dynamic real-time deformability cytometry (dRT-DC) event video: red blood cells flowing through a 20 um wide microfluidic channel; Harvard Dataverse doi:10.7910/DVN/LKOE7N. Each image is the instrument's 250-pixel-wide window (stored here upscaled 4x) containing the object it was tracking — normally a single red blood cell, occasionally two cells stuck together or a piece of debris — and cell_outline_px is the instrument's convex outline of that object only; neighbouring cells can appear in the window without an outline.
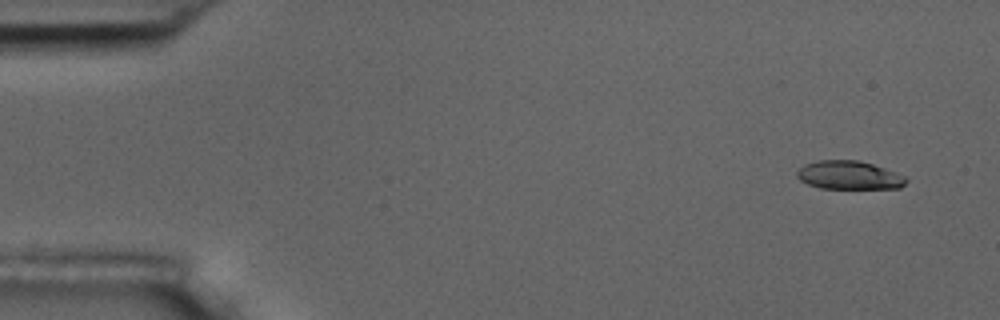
{"species": "common noctule bat (a hibernating species)", "species_latin": "Nyctalus noctula", "temperature_condition": "room temperature", "stored_images_in_passage": 5, "camera_frame_rate_fps": 3000, "um_per_image_px": 0.085, "animal": {"sex": "male", "body_mass_g": 17.5, "forearm_length_mm": 52.3}, "frame": {"image": 1, "passage_image": 1, "time_ms": 0.0, "image_size_px": [1000, 320], "cell_outline_px": [[908, 180], [900, 188], [820, 188], [808, 184], [800, 180], [796, 176], [796, 172], [804, 164], [820, 160], [860, 160], [884, 168], [904, 176]], "centroid_in_image_um": [72.14, 14.89], "position_along_channel_um": 12.9, "area_um2": 17.98}}
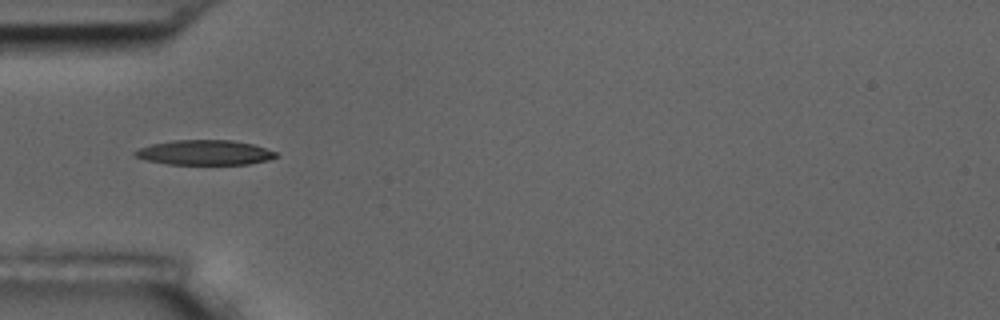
{"frame": {"image": 2, "passage_image": 5, "time_ms": 4.667, "image_size_px": [1000, 320], "cell_outline_px": [[280, 156], [268, 160], [248, 164], [168, 164], [148, 160], [136, 156], [132, 152], [140, 148], [152, 144], [172, 140], [232, 140], [252, 144], [276, 152]], "centroid_in_image_um": [17.42, 12.96], "position_along_channel_um": 67.6, "area_um2": 20.29}}